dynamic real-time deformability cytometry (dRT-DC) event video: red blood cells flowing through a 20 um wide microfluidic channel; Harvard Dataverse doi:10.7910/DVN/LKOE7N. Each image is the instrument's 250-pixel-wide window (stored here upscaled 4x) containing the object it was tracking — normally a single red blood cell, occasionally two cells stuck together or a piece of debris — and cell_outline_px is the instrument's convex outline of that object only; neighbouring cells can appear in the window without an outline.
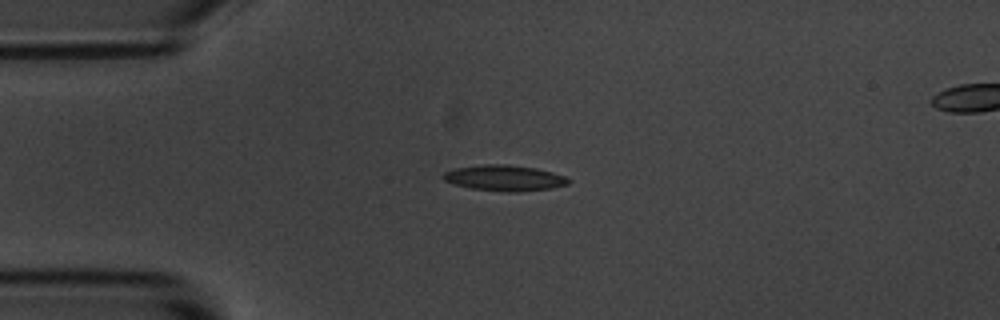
{"species": "common noctule bat (a hibernating species)", "species_latin": "Nyctalus noctula", "temperature_condition": "room temperature", "stored_images_in_passage": 2, "segment_of_instrument_passage": [1, 2], "camera_frame_rate_fps": 3000, "um_per_image_px": 0.085, "animal": {"sex": "male", "body_mass_g": 20.1, "forearm_length_mm": 53.5}, "frame": {"image": 1, "passage_image": 1, "time_ms": 0.0, "image_size_px": [1000, 320], "cell_outline_px": [[572, 180], [568, 184], [552, 188], [520, 192], [508, 192], [472, 188], [452, 184], [444, 180], [440, 176], [444, 172], [456, 168], [484, 164], [504, 164], [536, 168], [552, 172], [564, 176]], "centroid_in_image_um": [42.87, 15.13], "position_along_channel_um": 42.1, "area_um2": 18.84}}